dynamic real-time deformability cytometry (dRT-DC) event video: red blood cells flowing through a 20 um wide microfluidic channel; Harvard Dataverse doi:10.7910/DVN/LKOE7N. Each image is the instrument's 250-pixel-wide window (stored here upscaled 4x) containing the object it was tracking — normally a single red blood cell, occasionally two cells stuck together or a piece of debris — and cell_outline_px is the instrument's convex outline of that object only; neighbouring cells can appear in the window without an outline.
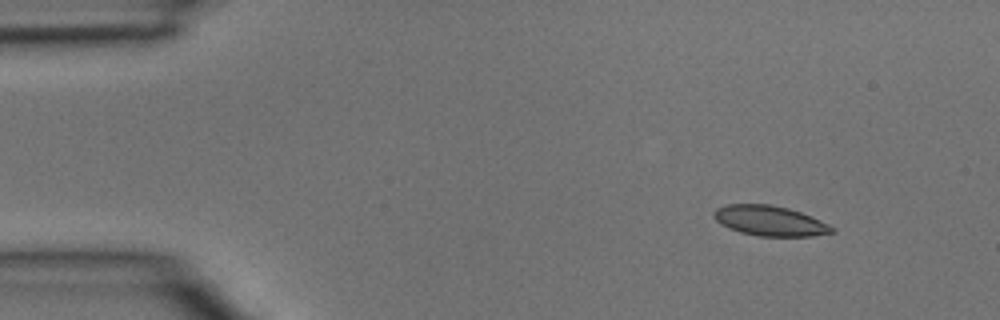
{"species": "common noctule bat (a hibernating species)", "species_latin": "Nyctalus noctula", "temperature_condition": "room temperature", "stored_images_in_passage": 3, "camera_frame_rate_fps": 3000, "um_per_image_px": 0.085, "animal": {"sex": "male", "body_mass_g": 15.6}, "frame": {"image": 1, "passage_image": 1, "time_ms": 0.0, "image_size_px": [1000, 320], "cell_outline_px": [[836, 232], [812, 236], [760, 236], [740, 232], [728, 228], [720, 224], [712, 216], [712, 212], [716, 208], [724, 204], [768, 204], [788, 208], [800, 212], [820, 220], [836, 228]], "centroid_in_image_um": [65.41, 18.76], "position_along_channel_um": 19.6, "area_um2": 20.87}}
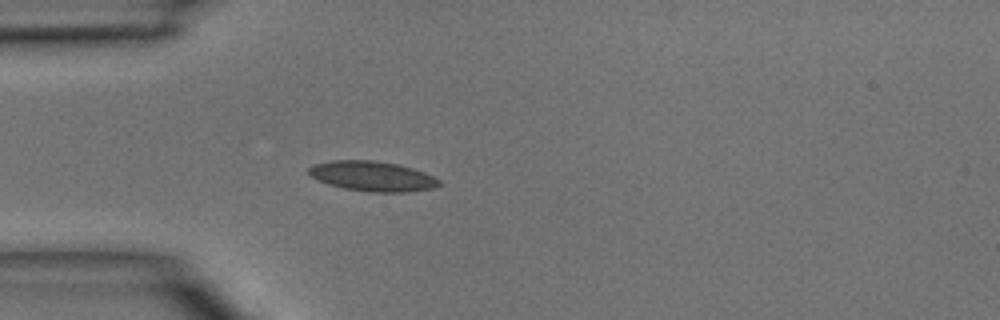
{"frame": {"image": 2, "passage_image": 3, "time_ms": 0.667, "image_size_px": [1000, 320], "cell_outline_px": [[440, 184], [436, 188], [404, 192], [372, 192], [344, 188], [328, 184], [312, 176], [308, 172], [308, 168], [312, 164], [332, 160], [376, 160], [396, 164], [412, 168], [424, 172], [440, 180]], "centroid_in_image_um": [31.66, 14.97], "position_along_channel_um": 53.3, "area_um2": 22.72}}